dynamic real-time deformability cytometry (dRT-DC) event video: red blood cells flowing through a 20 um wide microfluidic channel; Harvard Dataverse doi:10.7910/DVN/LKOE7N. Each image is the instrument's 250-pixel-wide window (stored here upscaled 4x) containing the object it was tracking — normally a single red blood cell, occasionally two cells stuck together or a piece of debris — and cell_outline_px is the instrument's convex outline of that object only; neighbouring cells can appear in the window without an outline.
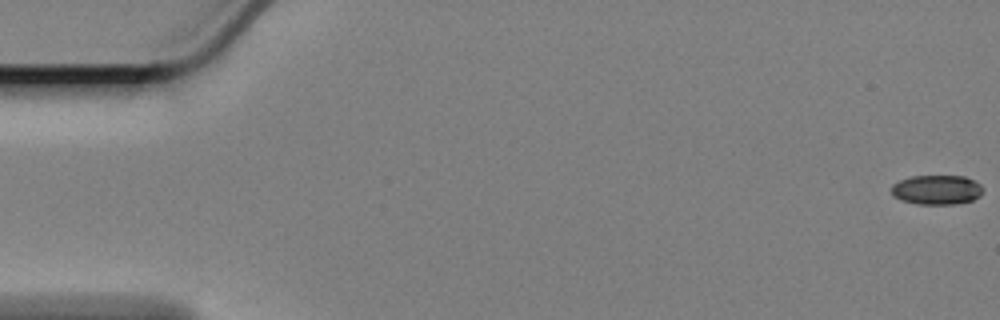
{"species": "Egyptian fruit bat (a non-hibernating species)", "species_latin": "Rousettus aegyptiacus", "temperature_condition": "cold", "stored_images_in_passage": 60, "camera_frame_rate_fps": 3000, "um_per_image_px": 0.085, "animal": {"sex": "female"}, "frame": {"image": 1, "passage_image": 1, "time_ms": 0.0, "image_size_px": [1000, 320], "cell_outline_px": [[984, 188], [980, 196], [972, 200], [956, 204], [916, 204], [900, 200], [892, 196], [892, 184], [900, 180], [912, 176], [964, 176], [980, 184]], "centroid_in_image_um": [79.61, 16.14], "position_along_channel_um": 5.4, "area_um2": 15.84}}
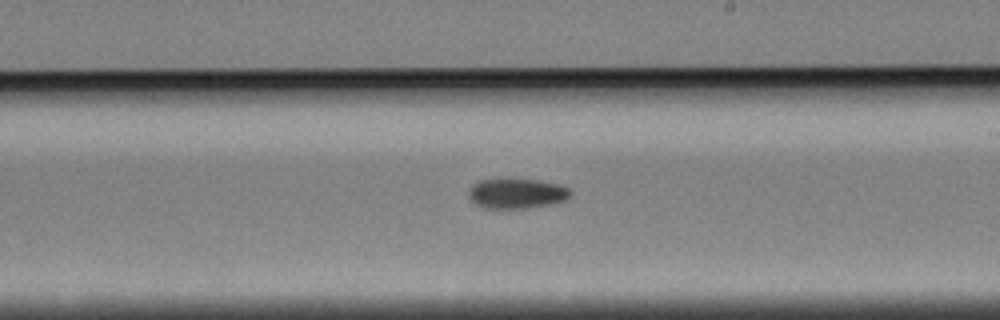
{"frame": {"image": 2, "passage_image": 35, "time_ms": 11.333, "image_size_px": [1000, 320], "cell_outline_px": [[572, 192], [564, 200], [552, 204], [524, 208], [484, 208], [476, 204], [468, 196], [468, 188], [472, 184], [480, 180], [536, 180], [556, 184], [568, 188]], "centroid_in_image_um": [43.87, 16.46], "position_along_channel_um": 245.1, "area_um2": 17.46}}
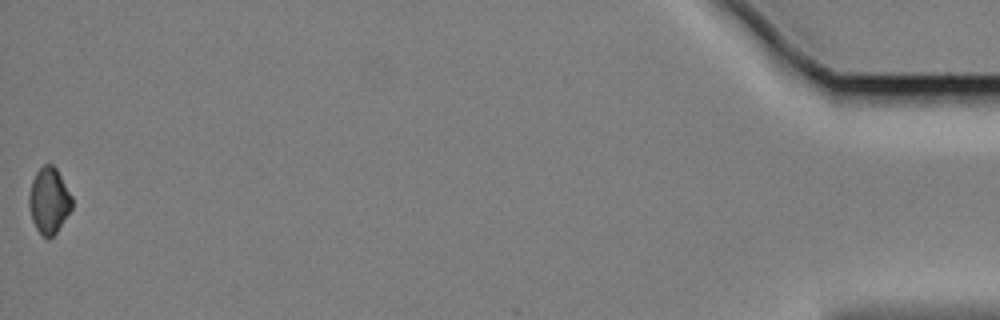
{"frame": {"image": 3, "passage_image": 60, "time_ms": 19.667, "image_size_px": [1000, 320], "cell_outline_px": [[72, 208], [56, 232], [48, 240], [36, 228], [32, 220], [28, 204], [28, 196], [32, 180], [36, 172], [44, 164], [52, 164], [56, 168], [72, 196]], "centroid_in_image_um": [4.15, 17.04], "position_along_channel_um": 431.0, "area_um2": 16.42}}